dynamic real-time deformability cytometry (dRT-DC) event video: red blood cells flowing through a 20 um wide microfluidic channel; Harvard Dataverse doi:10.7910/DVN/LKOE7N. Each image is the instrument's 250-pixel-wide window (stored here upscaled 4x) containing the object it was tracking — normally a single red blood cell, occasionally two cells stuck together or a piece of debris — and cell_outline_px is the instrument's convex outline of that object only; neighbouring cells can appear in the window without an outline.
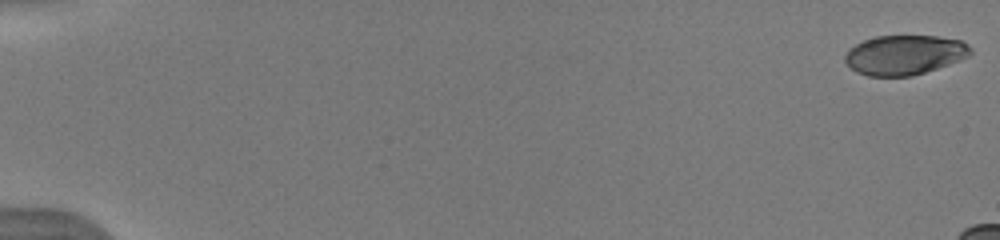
{"species": "human", "species_latin": "Homo sapiens", "temperature_condition": "warm", "stored_images_in_passage": 14, "camera_frame_rate_fps": 3000, "um_per_image_px": 0.085, "donor": {"sex": "male"}, "frame": {"image": 1, "passage_image": 1, "time_ms": 0.0, "image_size_px": [1000, 240], "cell_outline_px": [[972, 52], [968, 56], [960, 60], [912, 76], [868, 76], [856, 72], [844, 60], [844, 56], [856, 44], [864, 40], [876, 36], [936, 36], [960, 40], [968, 44], [972, 48]], "centroid_in_image_um": [76.9, 4.66], "position_along_channel_um": 8.1, "area_um2": 28.78}}